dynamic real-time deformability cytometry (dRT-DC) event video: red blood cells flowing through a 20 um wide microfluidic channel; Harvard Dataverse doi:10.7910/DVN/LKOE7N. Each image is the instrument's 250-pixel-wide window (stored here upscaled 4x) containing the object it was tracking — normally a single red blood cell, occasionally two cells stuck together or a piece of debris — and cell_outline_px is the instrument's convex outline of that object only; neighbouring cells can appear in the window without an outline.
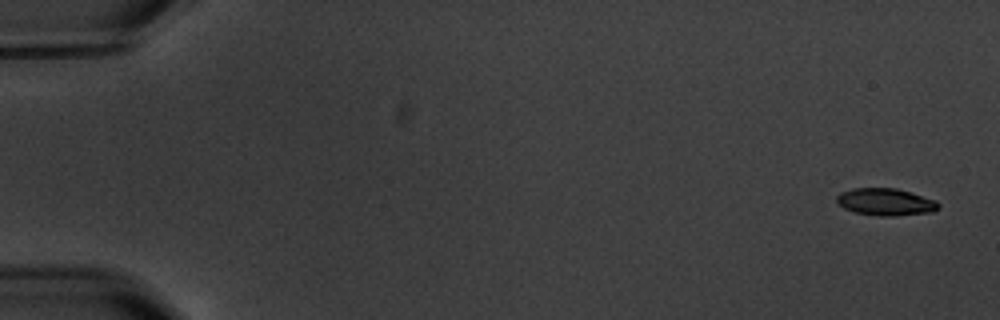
{"species": "common noctule bat (a hibernating species)", "species_latin": "Nyctalus noctula", "temperature_condition": "warm", "stored_images_in_passage": 8, "camera_frame_rate_fps": 3000, "um_per_image_px": 0.085, "animal": {"sex": "male", "body_mass_g": 20.1, "forearm_length_mm": 53.5}, "frame": {"image": 1, "passage_image": 1, "time_ms": 0.0, "image_size_px": [1000, 320], "cell_outline_px": [[940, 208], [932, 212], [896, 216], [880, 216], [856, 212], [844, 208], [836, 200], [836, 196], [840, 192], [852, 188], [896, 188], [912, 192], [936, 200], [940, 204]], "centroid_in_image_um": [75.31, 17.16], "position_along_channel_um": 9.7, "area_um2": 16.24}}
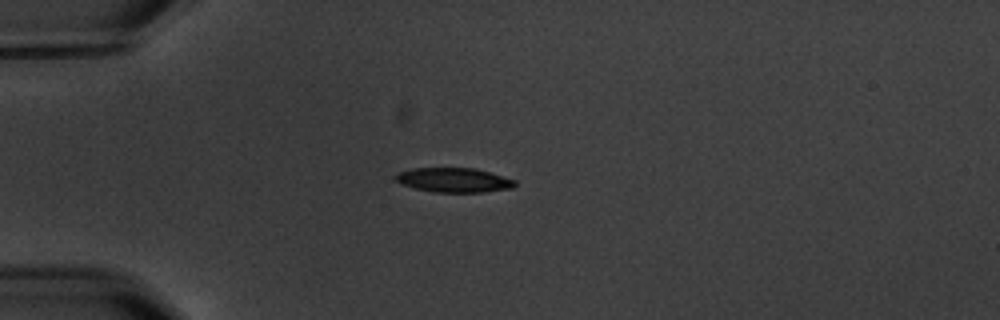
{"frame": {"image": 2, "passage_image": 5, "time_ms": 4.667, "image_size_px": [1000, 320], "cell_outline_px": [[516, 184], [512, 188], [484, 192], [432, 192], [400, 184], [396, 180], [396, 176], [400, 172], [412, 168], [472, 168], [488, 172], [516, 180]], "centroid_in_image_um": [38.58, 15.31], "position_along_channel_um": 46.4, "area_um2": 16.82}}
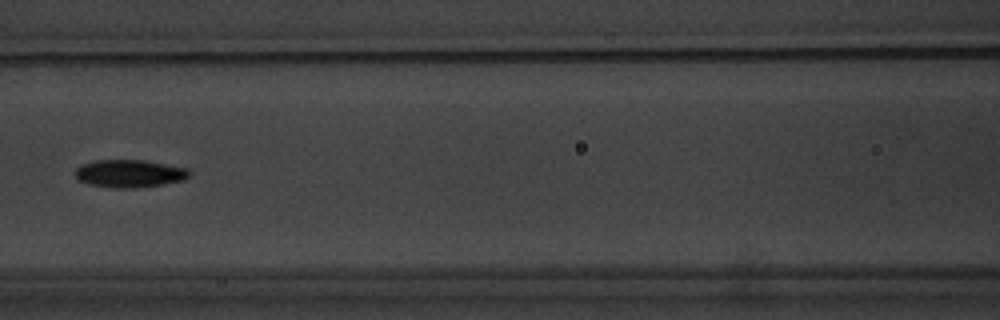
{"frame": {"image": 3, "passage_image": 8, "time_ms": 8.333, "image_size_px": [1000, 320], "cell_outline_px": [[192, 176], [184, 180], [160, 184], [132, 188], [112, 188], [88, 184], [76, 180], [76, 168], [80, 164], [96, 160], [144, 160], [188, 168], [192, 172]], "centroid_in_image_um": [11.01, 14.74], "position_along_channel_um": 155.6, "area_um2": 18.61}}